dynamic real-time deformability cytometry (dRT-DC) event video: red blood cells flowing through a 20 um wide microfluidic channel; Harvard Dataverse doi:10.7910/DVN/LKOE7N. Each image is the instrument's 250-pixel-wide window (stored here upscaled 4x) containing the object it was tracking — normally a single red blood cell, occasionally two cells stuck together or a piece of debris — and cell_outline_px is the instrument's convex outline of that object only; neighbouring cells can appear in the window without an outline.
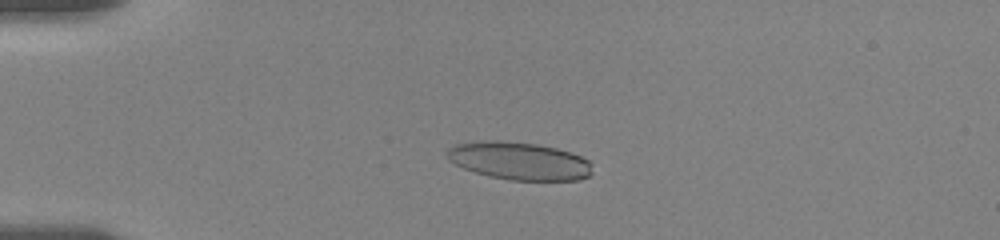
{"species": "human", "species_latin": "Homo sapiens", "temperature_condition": "room temperature", "stored_images_in_passage": 22, "camera_frame_rate_fps": 3000, "um_per_image_px": 0.085, "donor": {"sex": "female"}, "frame": {"image": 1, "passage_image": 9, "time_ms": 4.0, "image_size_px": [1000, 240], "cell_outline_px": [[592, 172], [588, 176], [580, 180], [512, 180], [488, 176], [464, 168], [448, 160], [448, 148], [456, 144], [476, 140], [500, 140], [536, 144], [556, 148], [580, 156], [588, 160], [592, 164]], "centroid_in_image_um": [44.13, 13.67], "position_along_channel_um": 40.9, "area_um2": 31.96}}
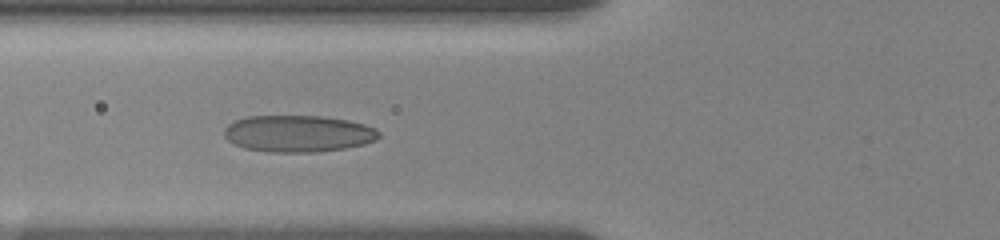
{"frame": {"image": 2, "passage_image": 18, "time_ms": 6.667, "image_size_px": [1000, 240], "cell_outline_px": [[380, 136], [376, 140], [364, 144], [344, 148], [316, 152], [268, 152], [244, 148], [228, 140], [224, 136], [224, 128], [228, 124], [236, 120], [248, 116], [320, 116], [348, 120], [364, 124], [376, 128], [380, 132]], "centroid_in_image_um": [25.35, 11.36], "position_along_channel_um": 100.4, "area_um2": 33.18}}
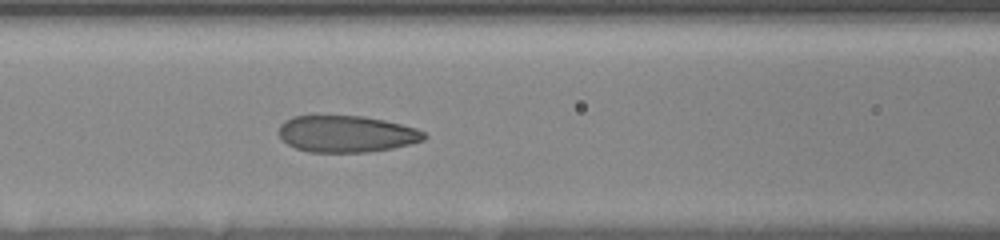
{"frame": {"image": 3, "passage_image": 22, "time_ms": 7.667, "image_size_px": [1000, 240], "cell_outline_px": [[428, 136], [424, 140], [392, 148], [368, 152], [308, 152], [296, 148], [288, 144], [276, 132], [280, 124], [284, 120], [292, 116], [316, 112], [364, 116], [384, 120], [416, 128], [424, 132]], "centroid_in_image_um": [29.36, 11.33], "position_along_channel_um": 137.2, "area_um2": 32.14}}